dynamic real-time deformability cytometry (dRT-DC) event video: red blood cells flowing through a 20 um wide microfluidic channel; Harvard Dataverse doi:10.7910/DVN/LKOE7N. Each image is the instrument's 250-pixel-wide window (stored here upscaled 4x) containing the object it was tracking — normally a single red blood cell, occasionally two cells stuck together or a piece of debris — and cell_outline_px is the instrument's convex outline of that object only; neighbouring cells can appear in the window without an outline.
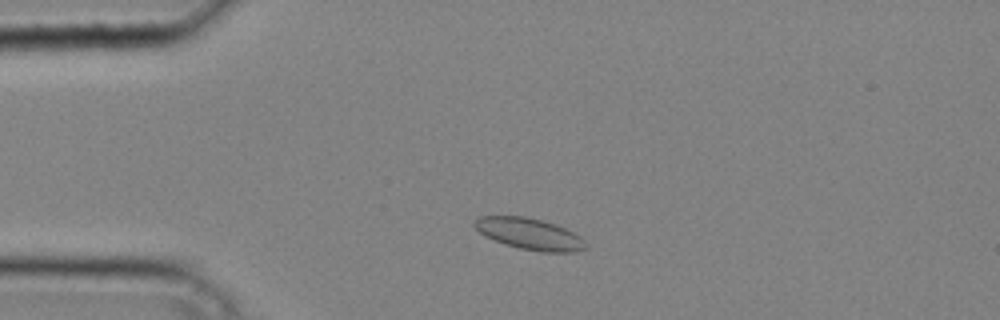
{"species": "common noctule bat (a hibernating species)", "species_latin": "Nyctalus noctula", "temperature_condition": "cold", "stored_images_in_passage": 36, "camera_frame_rate_fps": 3000, "um_per_image_px": 0.085, "animal": {"sex": "male", "body_mass_g": 20.4}, "frame": {"image": 1, "passage_image": 5, "time_ms": 1.333, "image_size_px": [1000, 320], "cell_outline_px": [[588, 248], [576, 252], [540, 252], [520, 248], [504, 244], [484, 236], [472, 224], [472, 220], [480, 216], [524, 216], [556, 224], [580, 236], [588, 244]], "centroid_in_image_um": [45.01, 19.88], "position_along_channel_um": 40.0, "area_um2": 20.52}}
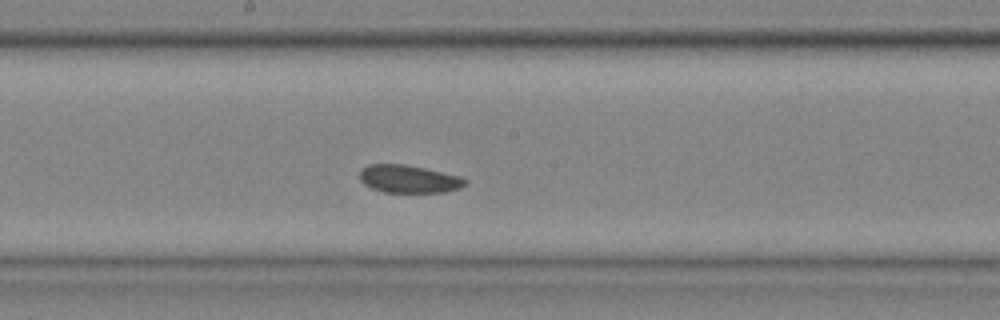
{"frame": {"image": 2, "passage_image": 18, "time_ms": 5.667, "image_size_px": [1000, 320], "cell_outline_px": [[468, 184], [460, 188], [444, 192], [384, 192], [372, 188], [364, 184], [360, 180], [360, 172], [368, 164], [404, 164], [424, 168], [460, 176], [468, 180]], "centroid_in_image_um": [34.77, 15.21], "position_along_channel_um": 213.4, "area_um2": 17.05}}
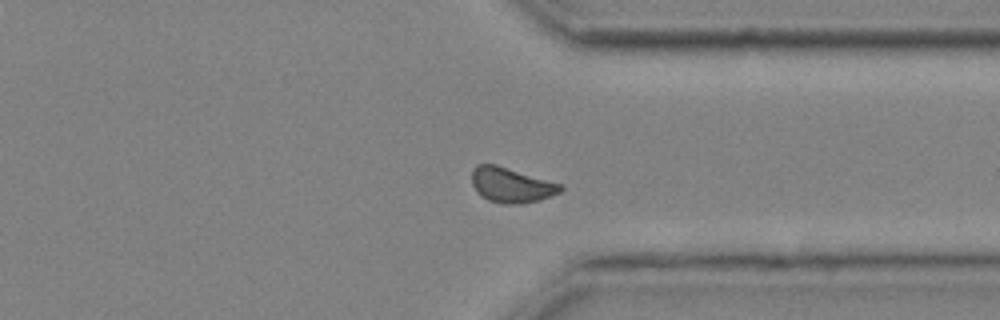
{"frame": {"image": 3, "passage_image": 28, "time_ms": 9.0, "image_size_px": [1000, 320], "cell_outline_px": [[564, 188], [560, 192], [540, 200], [520, 204], [504, 204], [488, 200], [480, 196], [476, 192], [472, 184], [472, 168], [476, 164], [496, 164], [564, 184]], "centroid_in_image_um": [43.46, 15.72], "position_along_channel_um": 367.9, "area_um2": 18.44}}